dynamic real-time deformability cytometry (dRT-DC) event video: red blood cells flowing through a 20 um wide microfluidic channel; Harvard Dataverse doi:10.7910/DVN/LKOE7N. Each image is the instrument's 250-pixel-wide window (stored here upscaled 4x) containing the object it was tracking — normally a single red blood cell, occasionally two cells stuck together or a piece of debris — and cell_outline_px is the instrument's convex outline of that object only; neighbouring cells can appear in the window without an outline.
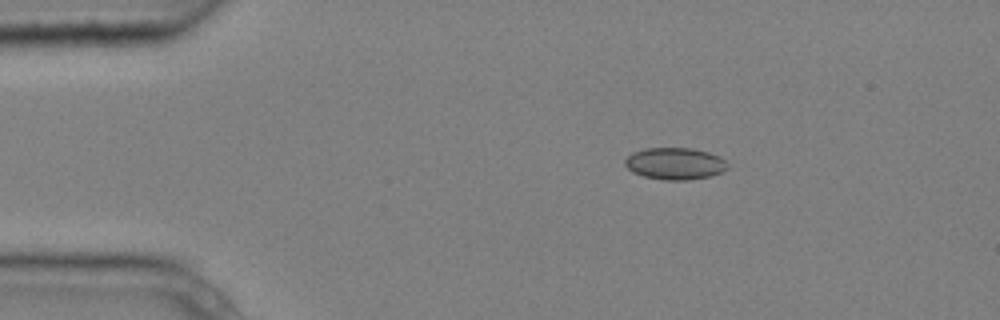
{"species": "common noctule bat (a hibernating species)", "species_latin": "Nyctalus noctula", "temperature_condition": "cold", "stored_images_in_passage": 4, "camera_frame_rate_fps": 3000, "um_per_image_px": 0.085, "animal": {"sex": "male", "body_mass_g": 20.4}, "frame": {"image": 1, "passage_image": 1, "time_ms": 0.0, "image_size_px": [1000, 320], "cell_outline_px": [[728, 168], [712, 176], [688, 180], [664, 180], [644, 176], [632, 172], [624, 164], [624, 160], [632, 152], [644, 148], [692, 148], [708, 152], [720, 156], [728, 164]], "centroid_in_image_um": [57.37, 13.9], "position_along_channel_um": 27.6, "area_um2": 19.19}}
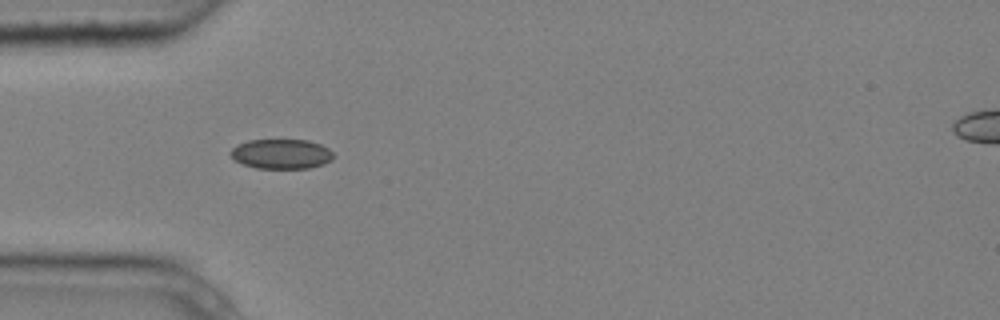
{"frame": {"image": 2, "passage_image": 3, "time_ms": 0.667, "image_size_px": [1000, 320], "cell_outline_px": [[336, 156], [332, 160], [324, 164], [308, 168], [256, 168], [244, 164], [236, 160], [228, 152], [236, 144], [248, 140], [308, 140], [320, 144], [328, 148]], "centroid_in_image_um": [23.93, 13.08], "position_along_channel_um": 61.1, "area_um2": 17.92}}
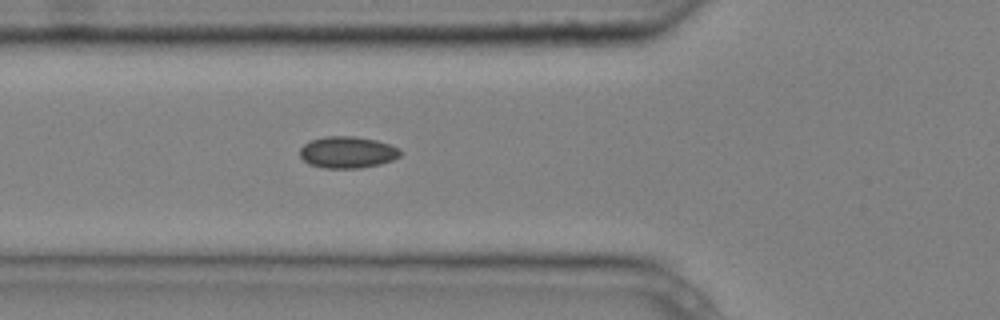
{"frame": {"image": 3, "passage_image": 4, "time_ms": 1.0, "image_size_px": [1000, 320], "cell_outline_px": [[404, 152], [400, 156], [392, 160], [380, 164], [360, 168], [324, 168], [308, 164], [300, 156], [300, 148], [304, 144], [312, 140], [324, 136], [356, 136], [376, 140], [400, 148]], "centroid_in_image_um": [29.55, 12.94], "position_along_channel_um": 96.2, "area_um2": 18.67}}